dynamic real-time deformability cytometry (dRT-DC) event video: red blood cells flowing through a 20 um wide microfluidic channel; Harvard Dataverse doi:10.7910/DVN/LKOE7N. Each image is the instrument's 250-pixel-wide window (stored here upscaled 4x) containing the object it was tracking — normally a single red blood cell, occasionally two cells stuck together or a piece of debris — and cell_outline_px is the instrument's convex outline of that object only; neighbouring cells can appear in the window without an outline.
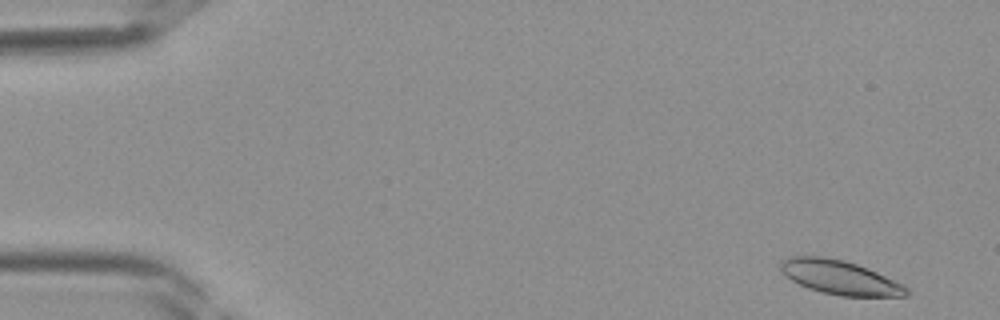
{"species": "Egyptian fruit bat (a non-hibernating species)", "species_latin": "Rousettus aegyptiacus", "temperature_condition": "room temperature", "stored_images_in_passage": 40, "camera_frame_rate_fps": 3000, "um_per_image_px": 0.085, "frame": {"image": 1, "passage_image": 2, "time_ms": 0.333, "image_size_px": [1000, 320], "cell_outline_px": [[908, 296], [840, 296], [820, 292], [808, 288], [792, 280], [780, 268], [780, 264], [788, 256], [820, 256], [844, 260], [868, 268], [908, 288]], "centroid_in_image_um": [71.37, 23.58], "position_along_channel_um": 13.6, "area_um2": 24.57}}
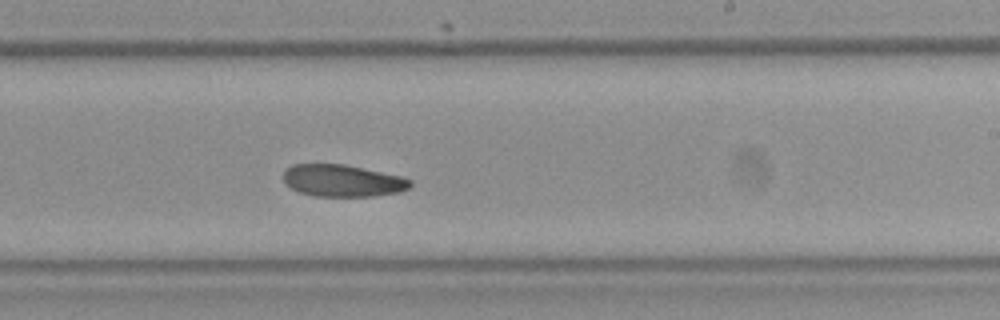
{"frame": {"image": 2, "passage_image": 24, "time_ms": 7.667, "image_size_px": [1000, 320], "cell_outline_px": [[412, 184], [408, 188], [400, 192], [372, 196], [316, 196], [300, 192], [284, 184], [284, 172], [292, 164], [344, 164], [404, 176], [412, 180]], "centroid_in_image_um": [29.15, 15.35], "position_along_channel_um": 259.8, "area_um2": 23.76}}
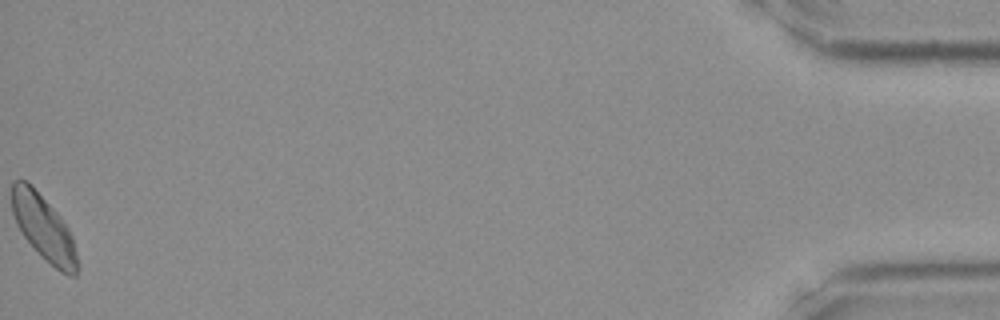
{"frame": {"image": 3, "passage_image": 40, "time_ms": 13.0, "image_size_px": [1000, 320], "cell_outline_px": [[80, 268], [76, 276], [68, 276], [60, 272], [24, 236], [16, 224], [12, 212], [12, 180], [28, 180], [32, 184], [56, 212], [68, 228], [72, 236], [80, 264]], "centroid_in_image_um": [3.74, 19.35], "position_along_channel_um": 431.5, "area_um2": 24.68}}